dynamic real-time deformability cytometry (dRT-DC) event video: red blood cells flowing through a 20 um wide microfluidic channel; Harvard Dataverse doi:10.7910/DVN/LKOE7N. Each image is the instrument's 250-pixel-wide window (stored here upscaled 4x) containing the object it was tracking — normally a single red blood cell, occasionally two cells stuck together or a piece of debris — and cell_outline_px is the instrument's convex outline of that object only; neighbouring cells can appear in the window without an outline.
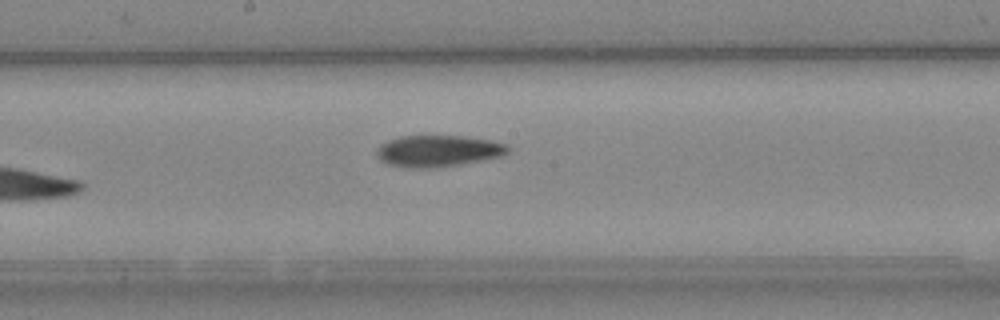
{"species": "Egyptian fruit bat (a non-hibernating species)", "species_latin": "Rousettus aegyptiacus", "temperature_condition": "cold", "stored_images_in_passage": 9, "segment_of_instrument_passage": [1, 2], "camera_frame_rate_fps": 3000, "um_per_image_px": 0.085, "animal": {"sex": "female"}, "frame": {"image": 1, "passage_image": 8, "time_ms": 9.0, "image_size_px": [1000, 320], "cell_outline_px": [[512, 148], [508, 152], [500, 156], [460, 164], [432, 168], [404, 168], [388, 164], [380, 160], [376, 156], [376, 148], [380, 144], [388, 140], [400, 136], [464, 136], [492, 140], [508, 144]], "centroid_in_image_um": [37.22, 12.83], "position_along_channel_um": 211.0, "area_um2": 24.33}}